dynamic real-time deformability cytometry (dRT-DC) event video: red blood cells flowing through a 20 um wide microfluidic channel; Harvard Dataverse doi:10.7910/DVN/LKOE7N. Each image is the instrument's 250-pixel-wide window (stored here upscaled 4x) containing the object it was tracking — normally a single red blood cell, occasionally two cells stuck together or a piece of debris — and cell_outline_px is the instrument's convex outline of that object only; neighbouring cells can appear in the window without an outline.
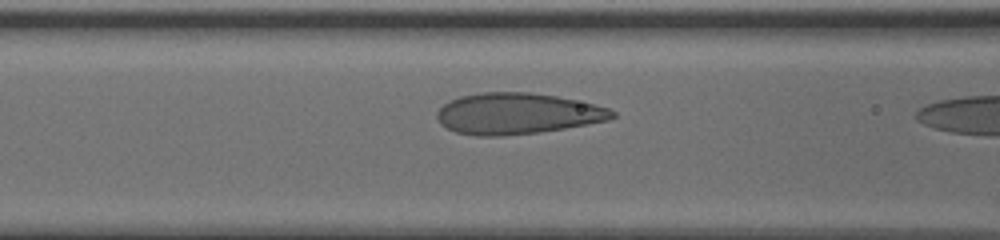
{"species": "human", "species_latin": "Homo sapiens", "temperature_condition": "cold", "stored_images_in_passage": 8, "camera_frame_rate_fps": 3000, "um_per_image_px": 0.085, "donor": {"sex": "male"}, "frame": {"image": 1, "passage_image": 7, "time_ms": 2.0, "image_size_px": [1000, 240], "cell_outline_px": [[616, 116], [608, 120], [564, 128], [536, 132], [500, 136], [476, 136], [456, 132], [440, 124], [436, 116], [436, 112], [444, 104], [460, 96], [480, 92], [532, 92], [556, 96], [592, 104], [608, 108], [616, 112]], "centroid_in_image_um": [43.93, 9.65], "position_along_channel_um": 122.7, "area_um2": 41.73}}